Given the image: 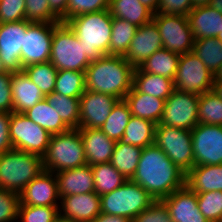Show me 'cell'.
Here are the masks:
<instances>
[{"label": "cell", "instance_id": "1", "mask_svg": "<svg viewBox=\"0 0 222 222\" xmlns=\"http://www.w3.org/2000/svg\"><path fill=\"white\" fill-rule=\"evenodd\" d=\"M186 174L154 143L143 148L132 181L155 200H162L185 186Z\"/></svg>", "mask_w": 222, "mask_h": 222}, {"label": "cell", "instance_id": "2", "mask_svg": "<svg viewBox=\"0 0 222 222\" xmlns=\"http://www.w3.org/2000/svg\"><path fill=\"white\" fill-rule=\"evenodd\" d=\"M134 69L124 56L103 55L86 68V90L124 100L133 87Z\"/></svg>", "mask_w": 222, "mask_h": 222}, {"label": "cell", "instance_id": "3", "mask_svg": "<svg viewBox=\"0 0 222 222\" xmlns=\"http://www.w3.org/2000/svg\"><path fill=\"white\" fill-rule=\"evenodd\" d=\"M113 17L109 9L78 15L66 24L72 29L80 44L85 48V55L95 61L103 55H109Z\"/></svg>", "mask_w": 222, "mask_h": 222}, {"label": "cell", "instance_id": "4", "mask_svg": "<svg viewBox=\"0 0 222 222\" xmlns=\"http://www.w3.org/2000/svg\"><path fill=\"white\" fill-rule=\"evenodd\" d=\"M44 171L42 157L11 149L0 154V188L20 194Z\"/></svg>", "mask_w": 222, "mask_h": 222}, {"label": "cell", "instance_id": "5", "mask_svg": "<svg viewBox=\"0 0 222 222\" xmlns=\"http://www.w3.org/2000/svg\"><path fill=\"white\" fill-rule=\"evenodd\" d=\"M42 161L44 170L52 173L86 165L79 128H70L60 134L51 135Z\"/></svg>", "mask_w": 222, "mask_h": 222}, {"label": "cell", "instance_id": "6", "mask_svg": "<svg viewBox=\"0 0 222 222\" xmlns=\"http://www.w3.org/2000/svg\"><path fill=\"white\" fill-rule=\"evenodd\" d=\"M52 65L59 70L86 71L91 61L85 55V48L80 44L75 33L66 23H54L50 53Z\"/></svg>", "mask_w": 222, "mask_h": 222}, {"label": "cell", "instance_id": "7", "mask_svg": "<svg viewBox=\"0 0 222 222\" xmlns=\"http://www.w3.org/2000/svg\"><path fill=\"white\" fill-rule=\"evenodd\" d=\"M155 199L138 183L128 179L119 188L100 196L101 212L132 220Z\"/></svg>", "mask_w": 222, "mask_h": 222}, {"label": "cell", "instance_id": "8", "mask_svg": "<svg viewBox=\"0 0 222 222\" xmlns=\"http://www.w3.org/2000/svg\"><path fill=\"white\" fill-rule=\"evenodd\" d=\"M154 143L185 174L195 166L191 131L159 123Z\"/></svg>", "mask_w": 222, "mask_h": 222}, {"label": "cell", "instance_id": "9", "mask_svg": "<svg viewBox=\"0 0 222 222\" xmlns=\"http://www.w3.org/2000/svg\"><path fill=\"white\" fill-rule=\"evenodd\" d=\"M9 138L13 149L43 157L51 135L23 113L12 112L9 122Z\"/></svg>", "mask_w": 222, "mask_h": 222}, {"label": "cell", "instance_id": "10", "mask_svg": "<svg viewBox=\"0 0 222 222\" xmlns=\"http://www.w3.org/2000/svg\"><path fill=\"white\" fill-rule=\"evenodd\" d=\"M214 75L193 51L180 55L174 78L175 90L201 95L212 90Z\"/></svg>", "mask_w": 222, "mask_h": 222}, {"label": "cell", "instance_id": "11", "mask_svg": "<svg viewBox=\"0 0 222 222\" xmlns=\"http://www.w3.org/2000/svg\"><path fill=\"white\" fill-rule=\"evenodd\" d=\"M163 48L178 55L193 51L194 38L186 15L153 14Z\"/></svg>", "mask_w": 222, "mask_h": 222}, {"label": "cell", "instance_id": "12", "mask_svg": "<svg viewBox=\"0 0 222 222\" xmlns=\"http://www.w3.org/2000/svg\"><path fill=\"white\" fill-rule=\"evenodd\" d=\"M198 99L197 94L174 90L165 100L160 123L191 131L198 124Z\"/></svg>", "mask_w": 222, "mask_h": 222}, {"label": "cell", "instance_id": "13", "mask_svg": "<svg viewBox=\"0 0 222 222\" xmlns=\"http://www.w3.org/2000/svg\"><path fill=\"white\" fill-rule=\"evenodd\" d=\"M191 134L195 166L222 164V126L199 123Z\"/></svg>", "mask_w": 222, "mask_h": 222}, {"label": "cell", "instance_id": "14", "mask_svg": "<svg viewBox=\"0 0 222 222\" xmlns=\"http://www.w3.org/2000/svg\"><path fill=\"white\" fill-rule=\"evenodd\" d=\"M54 24L32 22L26 29L21 47V64L26 67L50 60Z\"/></svg>", "mask_w": 222, "mask_h": 222}, {"label": "cell", "instance_id": "15", "mask_svg": "<svg viewBox=\"0 0 222 222\" xmlns=\"http://www.w3.org/2000/svg\"><path fill=\"white\" fill-rule=\"evenodd\" d=\"M31 23L22 20L0 24V58L9 72L23 71L21 47L23 46L26 29Z\"/></svg>", "mask_w": 222, "mask_h": 222}, {"label": "cell", "instance_id": "16", "mask_svg": "<svg viewBox=\"0 0 222 222\" xmlns=\"http://www.w3.org/2000/svg\"><path fill=\"white\" fill-rule=\"evenodd\" d=\"M80 100L79 128L100 129L110 115L111 110L119 101L108 94L85 90Z\"/></svg>", "mask_w": 222, "mask_h": 222}, {"label": "cell", "instance_id": "17", "mask_svg": "<svg viewBox=\"0 0 222 222\" xmlns=\"http://www.w3.org/2000/svg\"><path fill=\"white\" fill-rule=\"evenodd\" d=\"M60 220L91 222L101 213L100 196L95 192L60 197Z\"/></svg>", "mask_w": 222, "mask_h": 222}, {"label": "cell", "instance_id": "18", "mask_svg": "<svg viewBox=\"0 0 222 222\" xmlns=\"http://www.w3.org/2000/svg\"><path fill=\"white\" fill-rule=\"evenodd\" d=\"M19 195L20 205L59 207L55 173L44 170Z\"/></svg>", "mask_w": 222, "mask_h": 222}, {"label": "cell", "instance_id": "19", "mask_svg": "<svg viewBox=\"0 0 222 222\" xmlns=\"http://www.w3.org/2000/svg\"><path fill=\"white\" fill-rule=\"evenodd\" d=\"M161 48V35L156 24L151 21L137 28L124 58L136 68Z\"/></svg>", "mask_w": 222, "mask_h": 222}, {"label": "cell", "instance_id": "20", "mask_svg": "<svg viewBox=\"0 0 222 222\" xmlns=\"http://www.w3.org/2000/svg\"><path fill=\"white\" fill-rule=\"evenodd\" d=\"M173 222H209L198 208L197 194L186 185L162 199Z\"/></svg>", "mask_w": 222, "mask_h": 222}, {"label": "cell", "instance_id": "21", "mask_svg": "<svg viewBox=\"0 0 222 222\" xmlns=\"http://www.w3.org/2000/svg\"><path fill=\"white\" fill-rule=\"evenodd\" d=\"M87 164L90 166L110 162L116 142L101 129L79 128Z\"/></svg>", "mask_w": 222, "mask_h": 222}, {"label": "cell", "instance_id": "22", "mask_svg": "<svg viewBox=\"0 0 222 222\" xmlns=\"http://www.w3.org/2000/svg\"><path fill=\"white\" fill-rule=\"evenodd\" d=\"M59 197L94 192L92 168L86 164L55 173Z\"/></svg>", "mask_w": 222, "mask_h": 222}, {"label": "cell", "instance_id": "23", "mask_svg": "<svg viewBox=\"0 0 222 222\" xmlns=\"http://www.w3.org/2000/svg\"><path fill=\"white\" fill-rule=\"evenodd\" d=\"M11 94L13 112L24 113L45 98L42 91L27 77L24 71L12 72Z\"/></svg>", "mask_w": 222, "mask_h": 222}, {"label": "cell", "instance_id": "24", "mask_svg": "<svg viewBox=\"0 0 222 222\" xmlns=\"http://www.w3.org/2000/svg\"><path fill=\"white\" fill-rule=\"evenodd\" d=\"M187 17L194 40L216 38L222 31V13L209 5L193 8Z\"/></svg>", "mask_w": 222, "mask_h": 222}, {"label": "cell", "instance_id": "25", "mask_svg": "<svg viewBox=\"0 0 222 222\" xmlns=\"http://www.w3.org/2000/svg\"><path fill=\"white\" fill-rule=\"evenodd\" d=\"M131 115L159 124L163 115L165 100L139 92L134 86L125 96Z\"/></svg>", "mask_w": 222, "mask_h": 222}, {"label": "cell", "instance_id": "26", "mask_svg": "<svg viewBox=\"0 0 222 222\" xmlns=\"http://www.w3.org/2000/svg\"><path fill=\"white\" fill-rule=\"evenodd\" d=\"M185 185L196 194L222 191V164L194 166L186 174Z\"/></svg>", "mask_w": 222, "mask_h": 222}, {"label": "cell", "instance_id": "27", "mask_svg": "<svg viewBox=\"0 0 222 222\" xmlns=\"http://www.w3.org/2000/svg\"><path fill=\"white\" fill-rule=\"evenodd\" d=\"M133 86L141 93L164 100L175 90L173 79L143 72L138 67L133 72Z\"/></svg>", "mask_w": 222, "mask_h": 222}, {"label": "cell", "instance_id": "28", "mask_svg": "<svg viewBox=\"0 0 222 222\" xmlns=\"http://www.w3.org/2000/svg\"><path fill=\"white\" fill-rule=\"evenodd\" d=\"M109 12L112 17L127 20L137 27L151 22L154 14L140 0H110Z\"/></svg>", "mask_w": 222, "mask_h": 222}, {"label": "cell", "instance_id": "29", "mask_svg": "<svg viewBox=\"0 0 222 222\" xmlns=\"http://www.w3.org/2000/svg\"><path fill=\"white\" fill-rule=\"evenodd\" d=\"M37 125L44 128L50 135L60 134L70 128L60 118L59 113L53 109L49 102L44 98L34 107L23 113Z\"/></svg>", "mask_w": 222, "mask_h": 222}, {"label": "cell", "instance_id": "30", "mask_svg": "<svg viewBox=\"0 0 222 222\" xmlns=\"http://www.w3.org/2000/svg\"><path fill=\"white\" fill-rule=\"evenodd\" d=\"M156 125L150 120L131 116L121 142L145 148L154 144Z\"/></svg>", "mask_w": 222, "mask_h": 222}, {"label": "cell", "instance_id": "31", "mask_svg": "<svg viewBox=\"0 0 222 222\" xmlns=\"http://www.w3.org/2000/svg\"><path fill=\"white\" fill-rule=\"evenodd\" d=\"M179 57L180 55L166 48H161L141 63L138 68L143 72L161 75L174 80Z\"/></svg>", "mask_w": 222, "mask_h": 222}, {"label": "cell", "instance_id": "32", "mask_svg": "<svg viewBox=\"0 0 222 222\" xmlns=\"http://www.w3.org/2000/svg\"><path fill=\"white\" fill-rule=\"evenodd\" d=\"M143 148L128 145L117 141L110 163L125 178L132 179L134 176Z\"/></svg>", "mask_w": 222, "mask_h": 222}, {"label": "cell", "instance_id": "33", "mask_svg": "<svg viewBox=\"0 0 222 222\" xmlns=\"http://www.w3.org/2000/svg\"><path fill=\"white\" fill-rule=\"evenodd\" d=\"M94 177V192L102 196L123 185L125 178L110 162L91 166Z\"/></svg>", "mask_w": 222, "mask_h": 222}, {"label": "cell", "instance_id": "34", "mask_svg": "<svg viewBox=\"0 0 222 222\" xmlns=\"http://www.w3.org/2000/svg\"><path fill=\"white\" fill-rule=\"evenodd\" d=\"M46 100L59 113L60 118L69 128L80 126V100L52 92L45 96Z\"/></svg>", "mask_w": 222, "mask_h": 222}, {"label": "cell", "instance_id": "35", "mask_svg": "<svg viewBox=\"0 0 222 222\" xmlns=\"http://www.w3.org/2000/svg\"><path fill=\"white\" fill-rule=\"evenodd\" d=\"M193 53L215 75L222 64V42L215 37L194 40Z\"/></svg>", "mask_w": 222, "mask_h": 222}, {"label": "cell", "instance_id": "36", "mask_svg": "<svg viewBox=\"0 0 222 222\" xmlns=\"http://www.w3.org/2000/svg\"><path fill=\"white\" fill-rule=\"evenodd\" d=\"M137 28L127 20L113 17L109 55L125 56Z\"/></svg>", "mask_w": 222, "mask_h": 222}, {"label": "cell", "instance_id": "37", "mask_svg": "<svg viewBox=\"0 0 222 222\" xmlns=\"http://www.w3.org/2000/svg\"><path fill=\"white\" fill-rule=\"evenodd\" d=\"M131 116L128 104L119 100L100 129L108 138L120 141Z\"/></svg>", "mask_w": 222, "mask_h": 222}, {"label": "cell", "instance_id": "38", "mask_svg": "<svg viewBox=\"0 0 222 222\" xmlns=\"http://www.w3.org/2000/svg\"><path fill=\"white\" fill-rule=\"evenodd\" d=\"M86 90L85 72L59 70L54 92L72 98H80Z\"/></svg>", "mask_w": 222, "mask_h": 222}, {"label": "cell", "instance_id": "39", "mask_svg": "<svg viewBox=\"0 0 222 222\" xmlns=\"http://www.w3.org/2000/svg\"><path fill=\"white\" fill-rule=\"evenodd\" d=\"M222 126V98L212 90L199 95L198 124Z\"/></svg>", "mask_w": 222, "mask_h": 222}, {"label": "cell", "instance_id": "40", "mask_svg": "<svg viewBox=\"0 0 222 222\" xmlns=\"http://www.w3.org/2000/svg\"><path fill=\"white\" fill-rule=\"evenodd\" d=\"M23 71L45 96L54 91L58 70L50 61L28 65Z\"/></svg>", "mask_w": 222, "mask_h": 222}, {"label": "cell", "instance_id": "41", "mask_svg": "<svg viewBox=\"0 0 222 222\" xmlns=\"http://www.w3.org/2000/svg\"><path fill=\"white\" fill-rule=\"evenodd\" d=\"M59 207L19 205L17 222H57Z\"/></svg>", "mask_w": 222, "mask_h": 222}, {"label": "cell", "instance_id": "42", "mask_svg": "<svg viewBox=\"0 0 222 222\" xmlns=\"http://www.w3.org/2000/svg\"><path fill=\"white\" fill-rule=\"evenodd\" d=\"M198 208L209 222H219L222 217V191L197 194Z\"/></svg>", "mask_w": 222, "mask_h": 222}, {"label": "cell", "instance_id": "43", "mask_svg": "<svg viewBox=\"0 0 222 222\" xmlns=\"http://www.w3.org/2000/svg\"><path fill=\"white\" fill-rule=\"evenodd\" d=\"M25 19L34 23H61L60 18L50 9L48 0H26Z\"/></svg>", "mask_w": 222, "mask_h": 222}, {"label": "cell", "instance_id": "44", "mask_svg": "<svg viewBox=\"0 0 222 222\" xmlns=\"http://www.w3.org/2000/svg\"><path fill=\"white\" fill-rule=\"evenodd\" d=\"M20 195L0 188V222H17Z\"/></svg>", "mask_w": 222, "mask_h": 222}, {"label": "cell", "instance_id": "45", "mask_svg": "<svg viewBox=\"0 0 222 222\" xmlns=\"http://www.w3.org/2000/svg\"><path fill=\"white\" fill-rule=\"evenodd\" d=\"M110 0H68L66 22L85 13L109 9Z\"/></svg>", "mask_w": 222, "mask_h": 222}, {"label": "cell", "instance_id": "46", "mask_svg": "<svg viewBox=\"0 0 222 222\" xmlns=\"http://www.w3.org/2000/svg\"><path fill=\"white\" fill-rule=\"evenodd\" d=\"M132 222H173L170 213L162 200H155L147 209H144Z\"/></svg>", "mask_w": 222, "mask_h": 222}, {"label": "cell", "instance_id": "47", "mask_svg": "<svg viewBox=\"0 0 222 222\" xmlns=\"http://www.w3.org/2000/svg\"><path fill=\"white\" fill-rule=\"evenodd\" d=\"M26 0H0V24L25 19Z\"/></svg>", "mask_w": 222, "mask_h": 222}, {"label": "cell", "instance_id": "48", "mask_svg": "<svg viewBox=\"0 0 222 222\" xmlns=\"http://www.w3.org/2000/svg\"><path fill=\"white\" fill-rule=\"evenodd\" d=\"M193 10L191 0H159L156 13L154 14H172L188 15Z\"/></svg>", "mask_w": 222, "mask_h": 222}, {"label": "cell", "instance_id": "49", "mask_svg": "<svg viewBox=\"0 0 222 222\" xmlns=\"http://www.w3.org/2000/svg\"><path fill=\"white\" fill-rule=\"evenodd\" d=\"M11 79L12 72L0 74V112H13Z\"/></svg>", "mask_w": 222, "mask_h": 222}, {"label": "cell", "instance_id": "50", "mask_svg": "<svg viewBox=\"0 0 222 222\" xmlns=\"http://www.w3.org/2000/svg\"><path fill=\"white\" fill-rule=\"evenodd\" d=\"M11 113L0 112V154L13 149L9 138Z\"/></svg>", "mask_w": 222, "mask_h": 222}, {"label": "cell", "instance_id": "51", "mask_svg": "<svg viewBox=\"0 0 222 222\" xmlns=\"http://www.w3.org/2000/svg\"><path fill=\"white\" fill-rule=\"evenodd\" d=\"M50 9L60 18L62 23H66V11L68 0H48Z\"/></svg>", "mask_w": 222, "mask_h": 222}, {"label": "cell", "instance_id": "52", "mask_svg": "<svg viewBox=\"0 0 222 222\" xmlns=\"http://www.w3.org/2000/svg\"><path fill=\"white\" fill-rule=\"evenodd\" d=\"M91 222H132V221L127 217L111 215L101 212Z\"/></svg>", "mask_w": 222, "mask_h": 222}, {"label": "cell", "instance_id": "53", "mask_svg": "<svg viewBox=\"0 0 222 222\" xmlns=\"http://www.w3.org/2000/svg\"><path fill=\"white\" fill-rule=\"evenodd\" d=\"M140 2L149 8L153 13H156L159 0H140Z\"/></svg>", "mask_w": 222, "mask_h": 222}, {"label": "cell", "instance_id": "54", "mask_svg": "<svg viewBox=\"0 0 222 222\" xmlns=\"http://www.w3.org/2000/svg\"><path fill=\"white\" fill-rule=\"evenodd\" d=\"M212 91L222 98V79H214Z\"/></svg>", "mask_w": 222, "mask_h": 222}, {"label": "cell", "instance_id": "55", "mask_svg": "<svg viewBox=\"0 0 222 222\" xmlns=\"http://www.w3.org/2000/svg\"><path fill=\"white\" fill-rule=\"evenodd\" d=\"M209 6L222 13V0H211Z\"/></svg>", "mask_w": 222, "mask_h": 222}, {"label": "cell", "instance_id": "56", "mask_svg": "<svg viewBox=\"0 0 222 222\" xmlns=\"http://www.w3.org/2000/svg\"><path fill=\"white\" fill-rule=\"evenodd\" d=\"M210 1L211 0H191L193 8L209 5Z\"/></svg>", "mask_w": 222, "mask_h": 222}, {"label": "cell", "instance_id": "57", "mask_svg": "<svg viewBox=\"0 0 222 222\" xmlns=\"http://www.w3.org/2000/svg\"><path fill=\"white\" fill-rule=\"evenodd\" d=\"M7 72L9 71L5 68L4 63L2 62V59L0 58V74H4Z\"/></svg>", "mask_w": 222, "mask_h": 222}, {"label": "cell", "instance_id": "58", "mask_svg": "<svg viewBox=\"0 0 222 222\" xmlns=\"http://www.w3.org/2000/svg\"><path fill=\"white\" fill-rule=\"evenodd\" d=\"M214 76V79H222V64L219 68V71Z\"/></svg>", "mask_w": 222, "mask_h": 222}, {"label": "cell", "instance_id": "59", "mask_svg": "<svg viewBox=\"0 0 222 222\" xmlns=\"http://www.w3.org/2000/svg\"><path fill=\"white\" fill-rule=\"evenodd\" d=\"M216 38L222 42V31L217 35Z\"/></svg>", "mask_w": 222, "mask_h": 222}, {"label": "cell", "instance_id": "60", "mask_svg": "<svg viewBox=\"0 0 222 222\" xmlns=\"http://www.w3.org/2000/svg\"><path fill=\"white\" fill-rule=\"evenodd\" d=\"M57 222H68V221H63V220H60V219H59Z\"/></svg>", "mask_w": 222, "mask_h": 222}]
</instances>
